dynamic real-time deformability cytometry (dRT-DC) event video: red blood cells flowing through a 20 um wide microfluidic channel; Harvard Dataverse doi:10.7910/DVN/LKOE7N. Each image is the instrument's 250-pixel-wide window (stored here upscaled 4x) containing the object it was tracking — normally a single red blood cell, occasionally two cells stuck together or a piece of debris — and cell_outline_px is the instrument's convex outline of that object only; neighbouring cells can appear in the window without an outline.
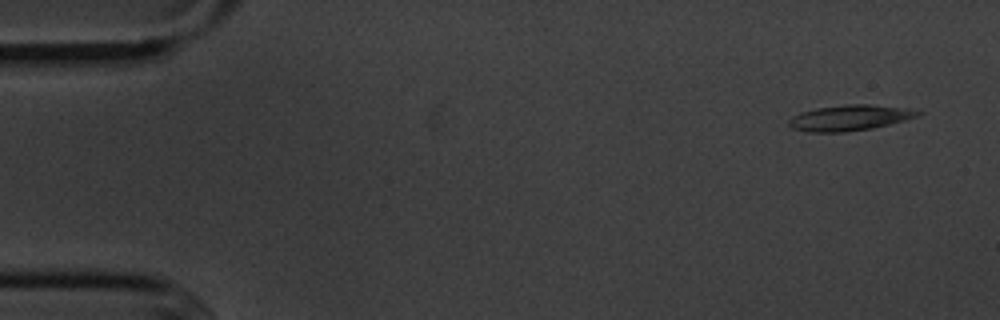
{"species": "common noctule bat (a hibernating species)", "species_latin": "Nyctalus noctula", "temperature_condition": "cold", "stored_images_in_passage": 4, "camera_frame_rate_fps": 3000, "um_per_image_px": 0.085, "animal": {"sex": "male", "body_mass_g": 20.1, "forearm_length_mm": 53.5}, "frame": {"image": 1, "passage_image": 1, "time_ms": 0.0, "image_size_px": [1000, 320], "cell_outline_px": [[924, 112], [916, 116], [904, 120], [872, 128], [844, 132], [808, 132], [792, 128], [788, 124], [788, 120], [792, 116], [800, 112], [816, 108], [844, 104], [872, 104], [908, 108]], "centroid_in_image_um": [72.19, 10.0], "position_along_channel_um": 12.8, "area_um2": 19.31}}
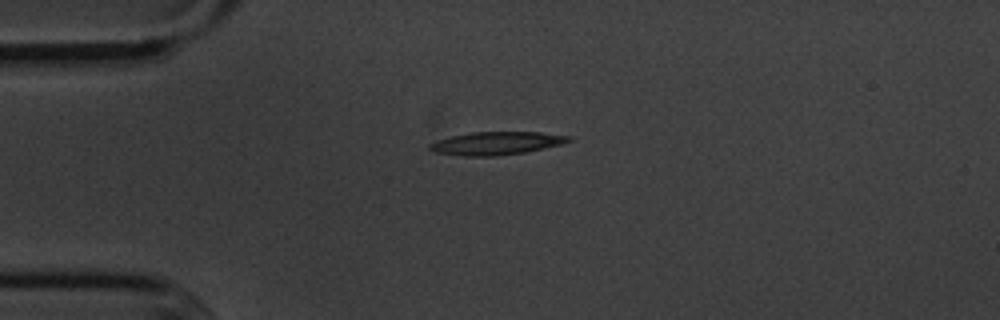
{"frame": {"image": 2, "passage_image": 4, "time_ms": 3.333, "image_size_px": [1000, 320], "cell_outline_px": [[572, 140], [560, 144], [544, 148], [524, 152], [496, 156], [464, 156], [436, 152], [428, 148], [428, 144], [436, 140], [452, 136], [472, 132], [540, 132], [572, 136]], "centroid_in_image_um": [42.18, 12.17], "position_along_channel_um": 42.8, "area_um2": 18.55}}